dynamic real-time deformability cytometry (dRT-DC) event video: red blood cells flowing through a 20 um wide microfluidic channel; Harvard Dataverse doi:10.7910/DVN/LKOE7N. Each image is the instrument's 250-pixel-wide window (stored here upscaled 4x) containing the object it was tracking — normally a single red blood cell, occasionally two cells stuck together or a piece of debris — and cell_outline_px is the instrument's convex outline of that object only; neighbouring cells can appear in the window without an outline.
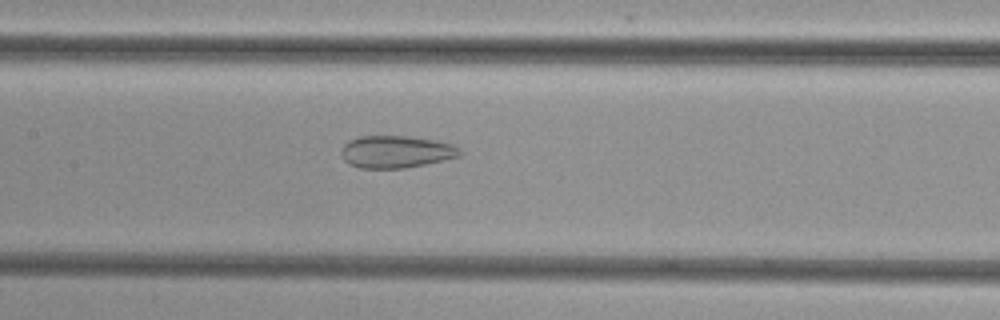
{"species": "common noctule bat (a hibernating species)", "species_latin": "Nyctalus noctula", "temperature_condition": "cold", "stored_images_in_passage": 31, "camera_frame_rate_fps": 3000, "um_per_image_px": 0.085, "animal": {"sex": "female", "body_mass_g": 29.2, "forearm_length_mm": 56.3}, "frame": {"image": 1, "passage_image": 11, "time_ms": 3.333, "image_size_px": [1000, 320], "cell_outline_px": [[460, 156], [424, 164], [404, 168], [360, 168], [348, 164], [344, 160], [340, 152], [340, 148], [348, 140], [360, 136], [408, 136], [436, 140], [452, 144], [460, 148]], "centroid_in_image_um": [33.62, 12.89], "position_along_channel_um": 173.8, "area_um2": 22.37}}
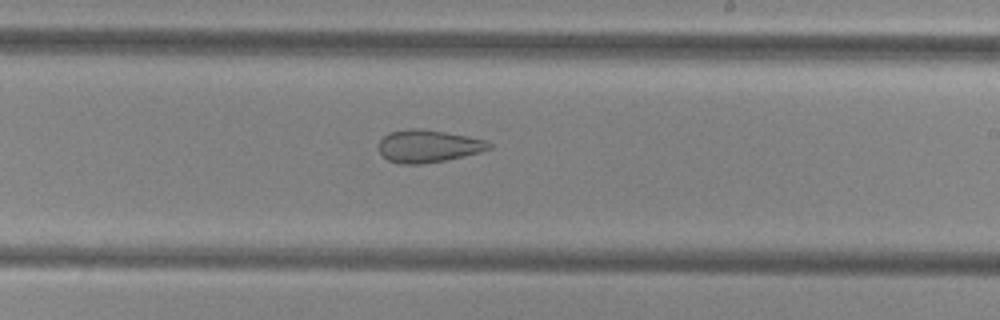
{"frame": {"image": 2, "passage_image": 17, "time_ms": 5.333, "image_size_px": [1000, 320], "cell_outline_px": [[492, 148], [480, 152], [464, 156], [444, 160], [420, 164], [400, 164], [388, 160], [380, 152], [380, 140], [388, 132], [408, 128], [420, 128], [444, 132], [484, 140], [492, 144]], "centroid_in_image_um": [36.38, 12.42], "position_along_channel_um": 252.6, "area_um2": 20.69}}
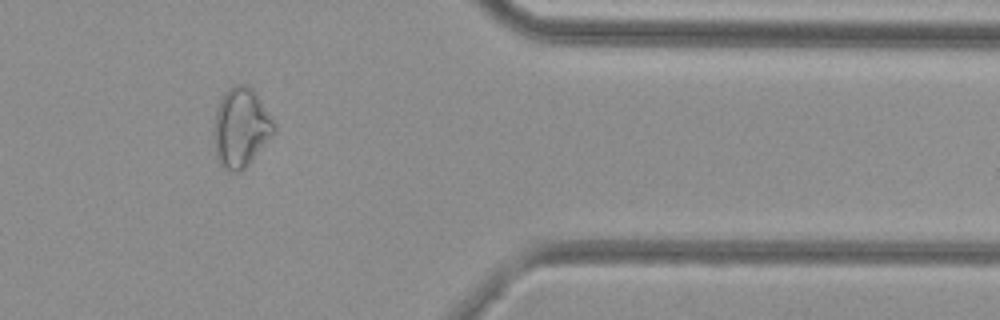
{"frame": {"image": 3, "passage_image": 29, "time_ms": 9.333, "image_size_px": [1000, 320], "cell_outline_px": [[276, 132], [248, 164], [244, 168], [236, 172], [228, 172], [220, 164], [216, 156], [212, 140], [212, 124], [216, 108], [224, 92], [228, 88], [236, 84], [244, 84], [252, 88], [256, 92], [276, 120]], "centroid_in_image_um": [20.47, 10.82], "position_along_channel_um": 390.9, "area_um2": 28.67}}